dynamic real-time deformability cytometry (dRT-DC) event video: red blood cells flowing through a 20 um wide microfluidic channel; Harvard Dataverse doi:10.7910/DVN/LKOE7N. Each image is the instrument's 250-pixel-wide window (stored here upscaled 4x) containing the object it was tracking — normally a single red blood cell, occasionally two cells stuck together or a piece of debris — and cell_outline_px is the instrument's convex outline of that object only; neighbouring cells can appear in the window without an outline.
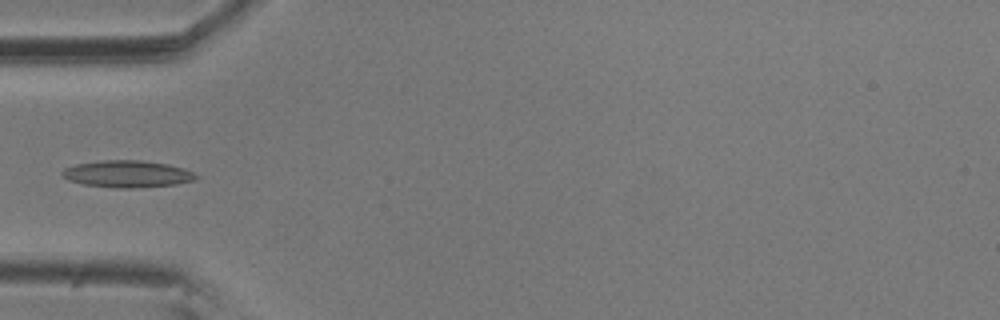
{"species": "common noctule bat (a hibernating species)", "species_latin": "Nyctalus noctula", "temperature_condition": "room temperature", "stored_images_in_passage": 10, "camera_frame_rate_fps": 3000, "um_per_image_px": 0.085, "animal": {"sex": "male", "body_mass_g": 20.5, "forearm_length_mm": 52.5}, "frame": {"image": 1, "passage_image": 4, "time_ms": 1.0, "image_size_px": [1000, 320], "cell_outline_px": [[200, 176], [196, 180], [176, 184], [136, 188], [116, 188], [84, 184], [68, 180], [60, 172], [64, 168], [76, 164], [100, 160], [140, 160], [168, 164], [184, 168]], "centroid_in_image_um": [10.84, 14.78], "position_along_channel_um": 74.2, "area_um2": 21.1}}
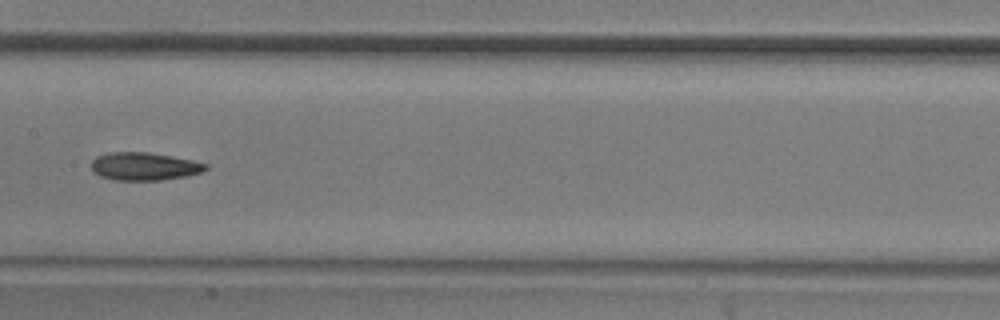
{"frame": {"image": 2, "passage_image": 7, "time_ms": 2.0, "image_size_px": [1000, 320], "cell_outline_px": [[208, 168], [200, 172], [188, 176], [160, 180], [112, 180], [100, 176], [92, 172], [92, 160], [96, 156], [108, 152], [148, 152], [192, 160], [208, 164]], "centroid_in_image_um": [12.23, 14.14], "position_along_channel_um": 195.2, "area_um2": 18.67}}
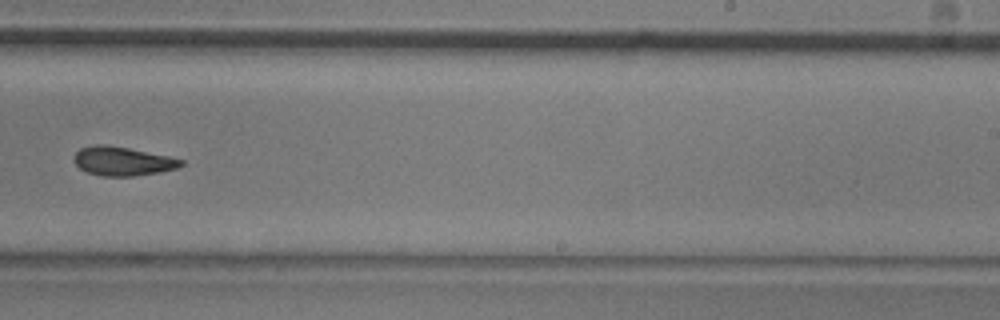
{"frame": {"image": 3, "passage_image": 9, "time_ms": 2.667, "image_size_px": [1000, 320], "cell_outline_px": [[184, 164], [176, 168], [160, 172], [132, 176], [100, 176], [88, 172], [80, 168], [72, 160], [72, 156], [80, 148], [96, 144], [104, 144], [128, 148], [168, 156], [184, 160]], "centroid_in_image_um": [10.39, 13.7], "position_along_channel_um": 278.6, "area_um2": 18.03}}